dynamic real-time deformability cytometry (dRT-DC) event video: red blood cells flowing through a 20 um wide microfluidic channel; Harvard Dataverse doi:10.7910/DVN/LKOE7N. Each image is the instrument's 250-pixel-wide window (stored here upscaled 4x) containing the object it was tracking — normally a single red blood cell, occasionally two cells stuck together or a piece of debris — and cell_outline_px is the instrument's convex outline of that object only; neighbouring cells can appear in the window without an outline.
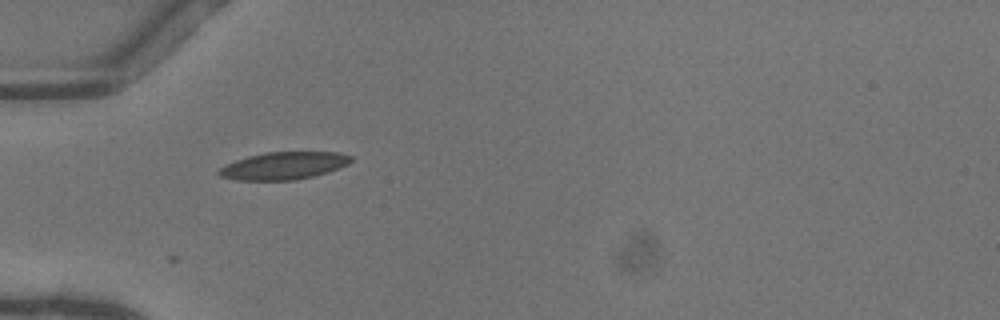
{"species": "common noctule bat (a hibernating species)", "species_latin": "Nyctalus noctula", "temperature_condition": "warm", "stored_images_in_passage": 35, "camera_frame_rate_fps": 3000, "um_per_image_px": 0.085, "animal": {"sex": "female"}, "frame": {"image": 1, "passage_image": 1, "time_ms": 0.0, "image_size_px": [1000, 320], "cell_outline_px": [[352, 160], [348, 164], [328, 172], [296, 180], [236, 180], [220, 176], [216, 172], [220, 168], [236, 160], [248, 156], [264, 152], [336, 152], [352, 156]], "centroid_in_image_um": [24.11, 14.08], "position_along_channel_um": 60.9, "area_um2": 21.04}}
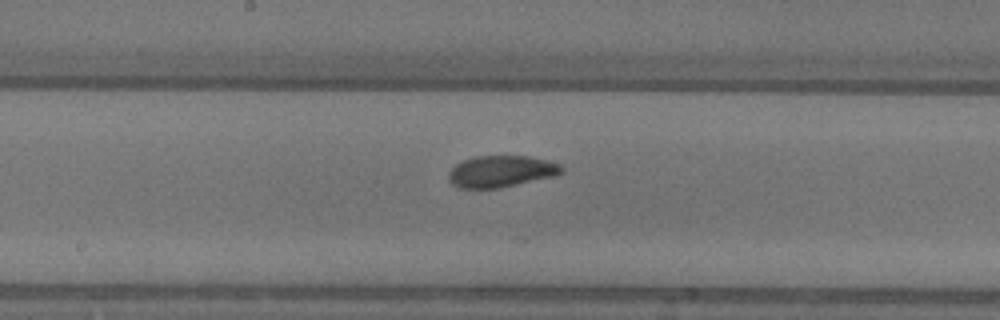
{"frame": {"image": 2, "passage_image": 12, "time_ms": 3.667, "image_size_px": [1000, 320], "cell_outline_px": [[564, 172], [556, 176], [500, 188], [460, 188], [452, 184], [448, 180], [448, 172], [456, 164], [464, 160], [476, 156], [528, 156], [560, 164], [564, 168]], "centroid_in_image_um": [42.6, 14.58], "position_along_channel_um": 205.6, "area_um2": 20.87}}
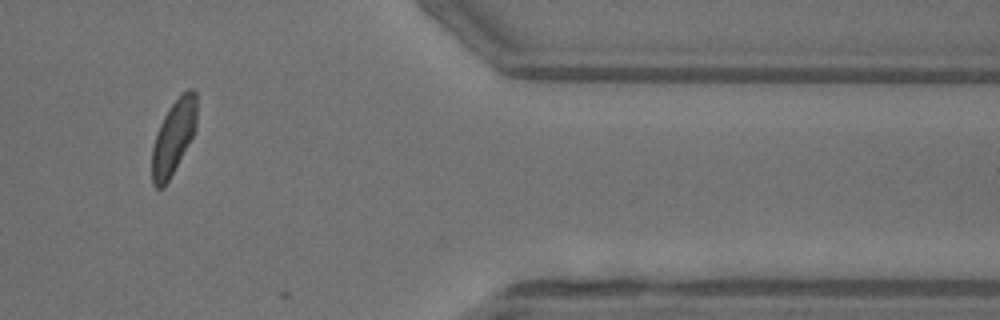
{"frame": {"image": 3, "passage_image": 28, "time_ms": 9.0, "image_size_px": [1000, 320], "cell_outline_px": [[196, 128], [192, 136], [164, 188], [156, 188], [152, 184], [152, 148], [160, 124], [164, 116], [172, 104], [188, 88], [192, 88], [196, 92]], "centroid_in_image_um": [14.74, 11.66], "position_along_channel_um": 396.7, "area_um2": 18.9}}